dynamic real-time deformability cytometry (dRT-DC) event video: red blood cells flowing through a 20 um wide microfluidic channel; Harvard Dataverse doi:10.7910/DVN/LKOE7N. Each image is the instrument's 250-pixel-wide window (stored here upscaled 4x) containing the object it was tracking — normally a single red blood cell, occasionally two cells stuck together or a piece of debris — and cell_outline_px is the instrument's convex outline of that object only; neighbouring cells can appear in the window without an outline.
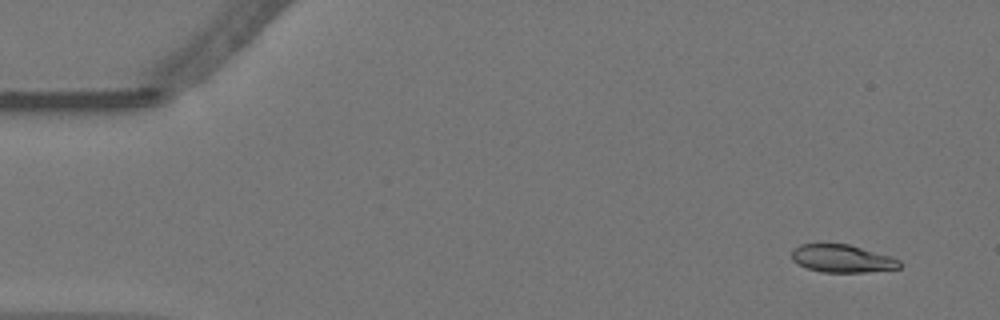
{"species": "Egyptian fruit bat (a non-hibernating species)", "species_latin": "Rousettus aegyptiacus", "temperature_condition": "warm", "stored_images_in_passage": 56, "camera_frame_rate_fps": 3000, "um_per_image_px": 0.085, "animal": {"sex": "female"}, "frame": {"image": 1, "passage_image": 3, "time_ms": 0.667, "image_size_px": [1000, 320], "cell_outline_px": [[904, 264], [900, 268], [864, 272], [820, 272], [796, 264], [792, 260], [792, 248], [800, 244], [848, 244], [892, 256], [900, 260]], "centroid_in_image_um": [71.59, 21.98], "position_along_channel_um": 13.4, "area_um2": 17.63}}
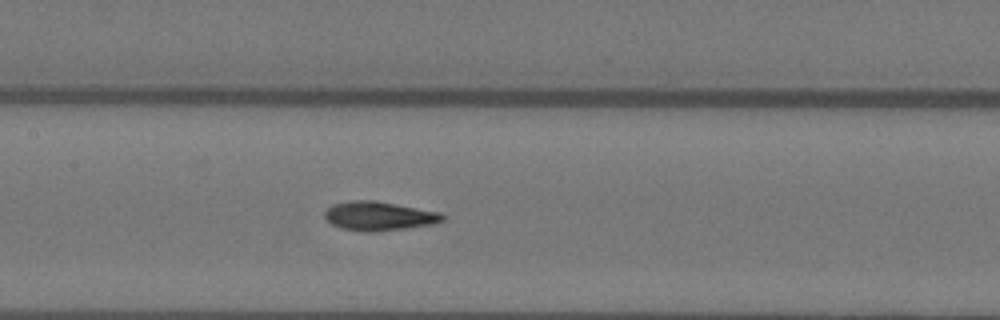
{"frame": {"image": 2, "passage_image": 26, "time_ms": 8.333, "image_size_px": [1000, 320], "cell_outline_px": [[444, 220], [436, 224], [376, 232], [368, 232], [340, 228], [332, 224], [324, 216], [324, 212], [332, 204], [348, 200], [372, 200], [396, 204], [440, 212], [444, 216]], "centroid_in_image_um": [32.21, 18.36], "position_along_channel_um": 175.2, "area_um2": 20.0}}
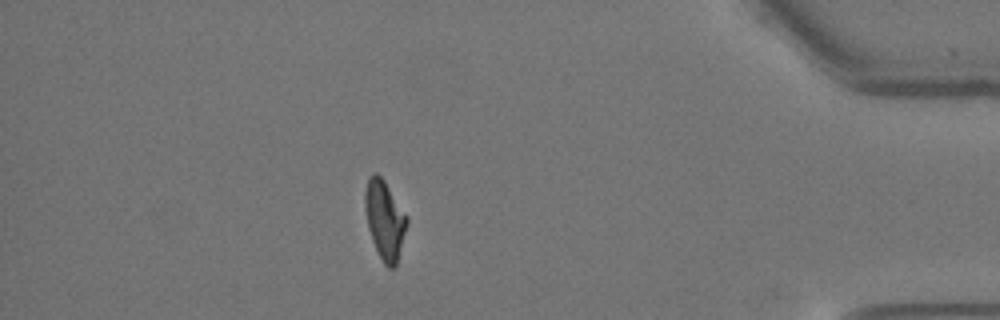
{"frame": {"image": 3, "passage_image": 49, "time_ms": 16.0, "image_size_px": [1000, 320], "cell_outline_px": [[408, 224], [396, 264], [392, 268], [388, 268], [384, 264], [372, 240], [368, 228], [364, 208], [364, 192], [368, 176], [372, 172], [376, 172], [384, 180], [408, 216]], "centroid_in_image_um": [32.69, 18.63], "position_along_channel_um": 402.5, "area_um2": 19.36}, "authors_computed_cell_mechanics": {"area_um2": 19.1029, "velocity_mm_per_s": 3.5459, "shape_relaxation_time_tau1_ms": 8.6722, "shape_relaxation_time_tau2_ms": 1.9693, "deformation_change_tau1": 0.242, "deformation_change_tau2": 0.0796}}